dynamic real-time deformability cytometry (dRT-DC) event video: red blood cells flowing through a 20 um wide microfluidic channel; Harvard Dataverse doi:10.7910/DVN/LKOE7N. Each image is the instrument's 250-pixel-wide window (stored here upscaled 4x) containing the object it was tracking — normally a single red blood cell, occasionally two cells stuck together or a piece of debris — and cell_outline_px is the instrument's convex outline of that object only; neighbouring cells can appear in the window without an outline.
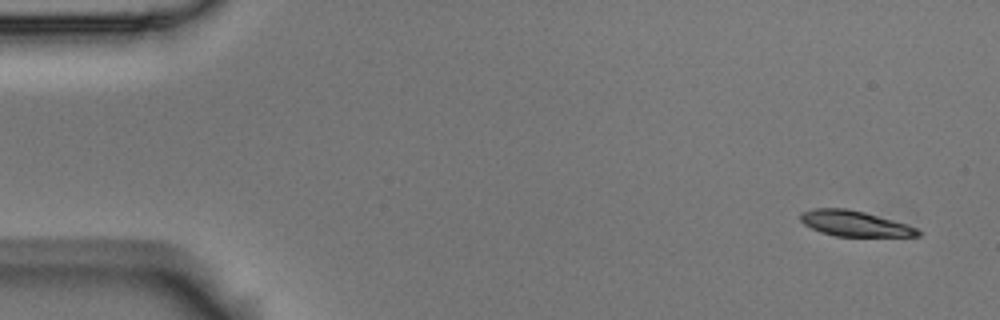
{"species": "Egyptian fruit bat (a non-hibernating species)", "species_latin": "Rousettus aegyptiacus", "temperature_condition": "room temperature", "stored_images_in_passage": 8, "camera_frame_rate_fps": 3000, "um_per_image_px": 0.085, "animal": {"sex": "male"}, "frame": {"image": 1, "passage_image": 1, "time_ms": 0.0, "image_size_px": [1000, 320], "cell_outline_px": [[920, 236], [836, 236], [820, 232], [804, 224], [800, 220], [800, 212], [816, 208], [848, 208], [864, 212], [908, 224], [916, 228], [920, 232]], "centroid_in_image_um": [72.62, 18.99], "position_along_channel_um": 12.4, "area_um2": 17.4}}
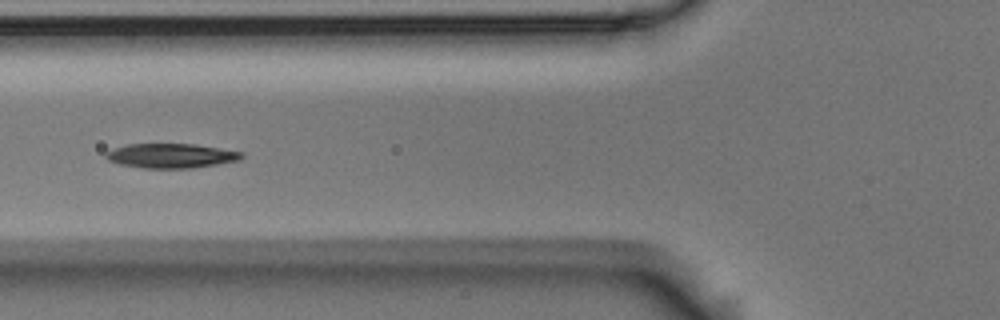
{"frame": {"image": 2, "passage_image": 6, "time_ms": 1.667, "image_size_px": [1000, 320], "cell_outline_px": [[244, 156], [240, 160], [192, 168], [144, 168], [120, 164], [108, 160], [104, 156], [104, 152], [128, 144], [196, 144], [244, 152]], "centroid_in_image_um": [14.55, 13.23], "position_along_channel_um": 111.2, "area_um2": 19.36}}
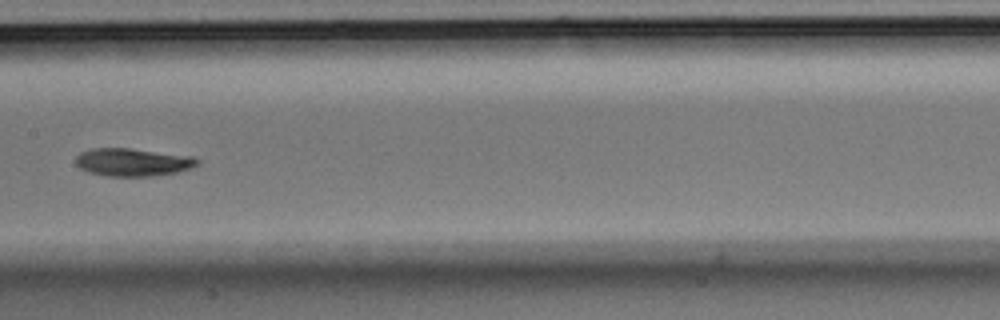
{"frame": {"image": 3, "passage_image": 8, "time_ms": 2.333, "image_size_px": [1000, 320], "cell_outline_px": [[200, 164], [192, 168], [176, 172], [152, 176], [108, 176], [88, 172], [80, 168], [76, 164], [76, 156], [80, 152], [92, 148], [128, 148], [196, 156], [200, 160]], "centroid_in_image_um": [11.33, 13.78], "position_along_channel_um": 196.1, "area_um2": 19.94}}